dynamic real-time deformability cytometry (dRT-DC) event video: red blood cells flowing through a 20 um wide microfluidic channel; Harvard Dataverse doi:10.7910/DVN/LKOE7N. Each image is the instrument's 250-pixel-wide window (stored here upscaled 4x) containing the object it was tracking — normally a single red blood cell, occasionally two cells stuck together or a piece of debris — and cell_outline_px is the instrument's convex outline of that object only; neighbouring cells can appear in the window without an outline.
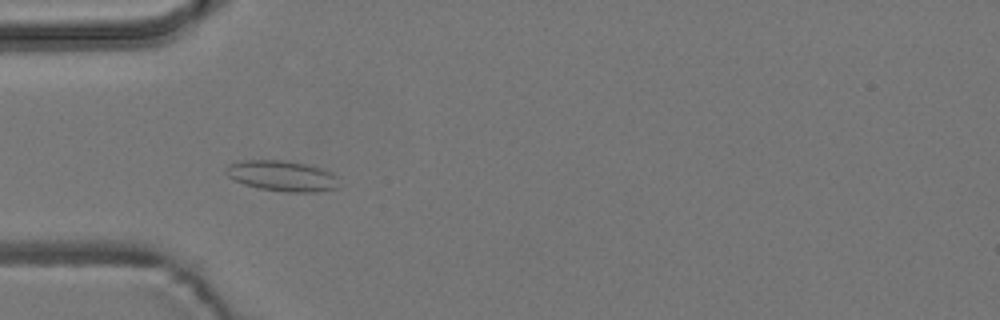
{"species": "common noctule bat (a hibernating species)", "species_latin": "Nyctalus noctula", "temperature_condition": "room temperature", "stored_images_in_passage": 39, "camera_frame_rate_fps": 3000, "um_per_image_px": 0.085, "animal": {"sex": "male", "body_mass_g": 19.2, "forearm_length_mm": 51.8}, "frame": {"image": 1, "passage_image": 1, "time_ms": 0.0, "image_size_px": [1000, 320], "cell_outline_px": [[336, 188], [316, 192], [288, 192], [260, 188], [244, 184], [228, 176], [224, 172], [224, 168], [228, 164], [240, 160], [284, 160], [308, 164], [332, 172], [336, 176]], "centroid_in_image_um": [23.93, 14.93], "position_along_channel_um": 61.1, "area_um2": 20.11}}
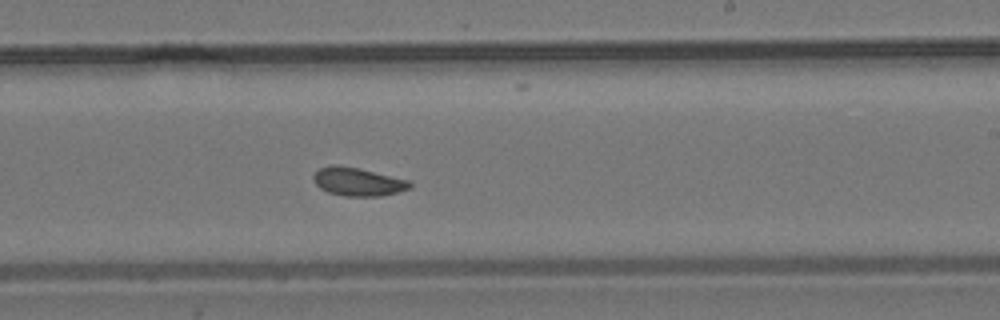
{"frame": {"image": 2, "passage_image": 17, "time_ms": 5.333, "image_size_px": [1000, 320], "cell_outline_px": [[412, 188], [380, 196], [344, 196], [328, 192], [320, 188], [316, 184], [312, 176], [320, 168], [332, 164], [356, 168], [412, 180]], "centroid_in_image_um": [30.45, 15.45], "position_along_channel_um": 258.6, "area_um2": 15.84}}
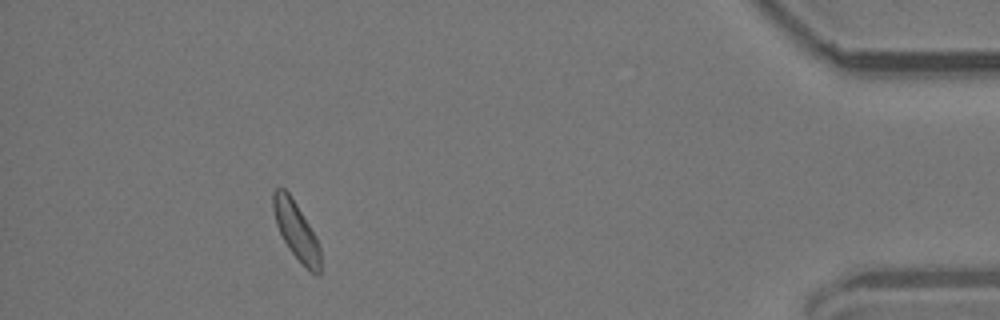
{"frame": {"image": 3, "passage_image": 34, "time_ms": 11.0, "image_size_px": [1000, 320], "cell_outline_px": [[320, 276], [316, 276], [288, 248], [276, 224], [272, 208], [272, 192], [276, 188], [284, 188], [288, 192], [296, 204], [316, 236], [320, 248]], "centroid_in_image_um": [25.16, 19.58], "position_along_channel_um": 410.0, "area_um2": 15.61}, "authors_computed_cell_mechanics": {"area_um2": 15.8372, "velocity_mm_per_s": 3.7382, "shape_relaxation_time_tau1_ms": null, "shape_relaxation_time_tau2_ms": 3.5873, "deformation_change_tau1": null, "deformation_change_tau2": 0.073}}